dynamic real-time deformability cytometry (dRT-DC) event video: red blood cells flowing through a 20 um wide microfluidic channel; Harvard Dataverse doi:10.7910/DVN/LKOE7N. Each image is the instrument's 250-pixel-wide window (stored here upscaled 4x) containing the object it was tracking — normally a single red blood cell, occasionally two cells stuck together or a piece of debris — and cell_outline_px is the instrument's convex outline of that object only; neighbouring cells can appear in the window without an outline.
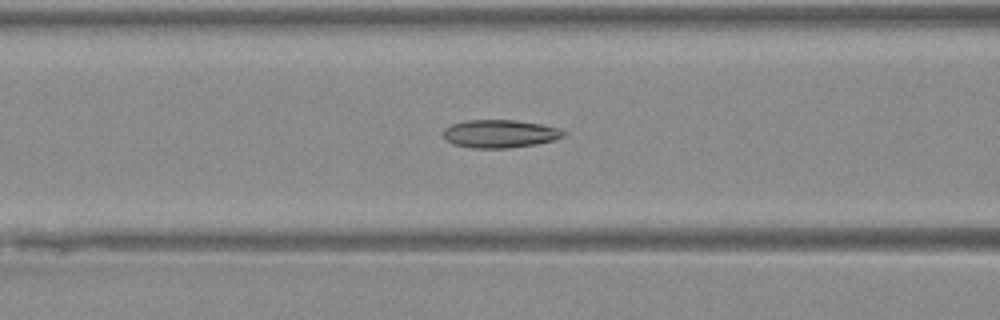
{"species": "Egyptian fruit bat (a non-hibernating species)", "species_latin": "Rousettus aegyptiacus", "temperature_condition": "warm", "stored_images_in_passage": 40, "camera_frame_rate_fps": 3000, "um_per_image_px": 0.085, "animal": {"sex": "female"}, "frame": {"image": 1, "passage_image": 12, "time_ms": 3.667, "image_size_px": [1000, 320], "cell_outline_px": [[568, 132], [564, 136], [552, 140], [536, 144], [508, 148], [472, 148], [452, 144], [444, 140], [444, 128], [452, 124], [464, 120], [516, 120], [540, 124], [560, 128]], "centroid_in_image_um": [42.48, 11.37], "position_along_channel_um": 124.1, "area_um2": 19.77}}
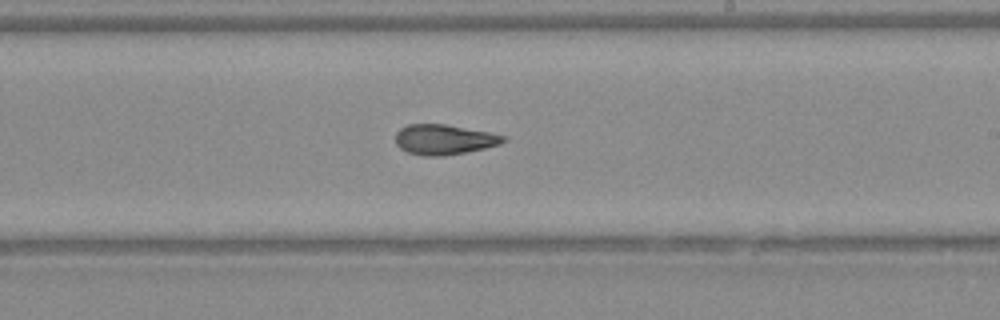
{"frame": {"image": 2, "passage_image": 21, "time_ms": 6.667, "image_size_px": [1000, 320], "cell_outline_px": [[504, 140], [500, 144], [484, 148], [464, 152], [440, 156], [424, 156], [408, 152], [400, 148], [396, 144], [396, 132], [400, 128], [408, 124], [444, 124], [488, 132], [504, 136]], "centroid_in_image_um": [37.69, 11.85], "position_along_channel_um": 251.3, "area_um2": 18.61}}
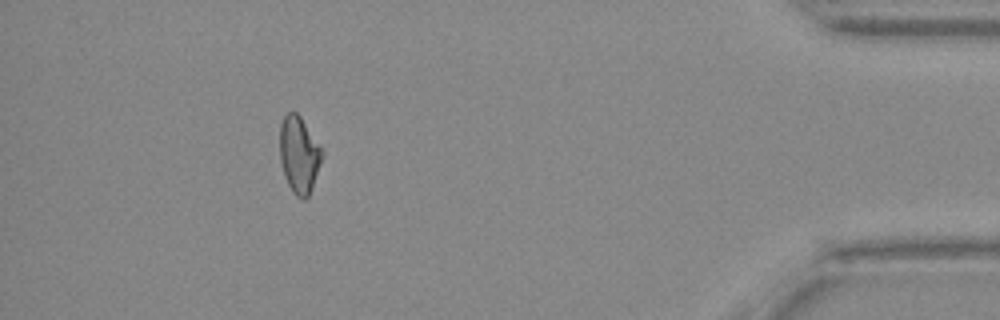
{"frame": {"image": 3, "passage_image": 36, "time_ms": 11.667, "image_size_px": [1000, 320], "cell_outline_px": [[324, 152], [312, 188], [308, 196], [304, 200], [296, 196], [292, 192], [284, 176], [280, 160], [280, 124], [284, 116], [288, 112], [296, 112], [300, 116]], "centroid_in_image_um": [25.41, 13.16], "position_along_channel_um": 409.8, "area_um2": 18.79}}